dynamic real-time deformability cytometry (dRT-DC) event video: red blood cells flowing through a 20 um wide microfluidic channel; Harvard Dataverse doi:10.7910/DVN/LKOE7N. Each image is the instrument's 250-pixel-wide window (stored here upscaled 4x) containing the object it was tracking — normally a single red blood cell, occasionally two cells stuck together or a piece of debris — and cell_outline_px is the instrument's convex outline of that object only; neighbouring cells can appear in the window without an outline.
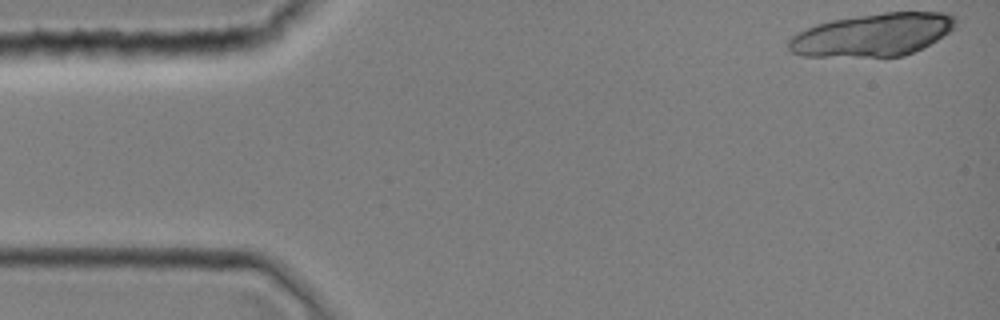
{"species": "common noctule bat (a hibernating species)", "species_latin": "Nyctalus noctula", "temperature_condition": "room temperature", "stored_images_in_passage": 23, "camera_frame_rate_fps": 3000, "um_per_image_px": 0.085, "animal": {"sex": "female", "body_mass_g": 19.0, "forearm_length_mm": 51.5}, "frame": {"image": 1, "passage_image": 1, "time_ms": 0.0, "image_size_px": [1000, 320], "cell_outline_px": [[956, 28], [936, 40], [904, 56], [800, 56], [792, 52], [788, 48], [788, 40], [796, 32], [816, 24], [832, 20], [856, 16], [884, 12], [944, 12], [956, 16]], "centroid_in_image_um": [74.18, 2.94], "position_along_channel_um": 10.8, "area_um2": 41.62}}
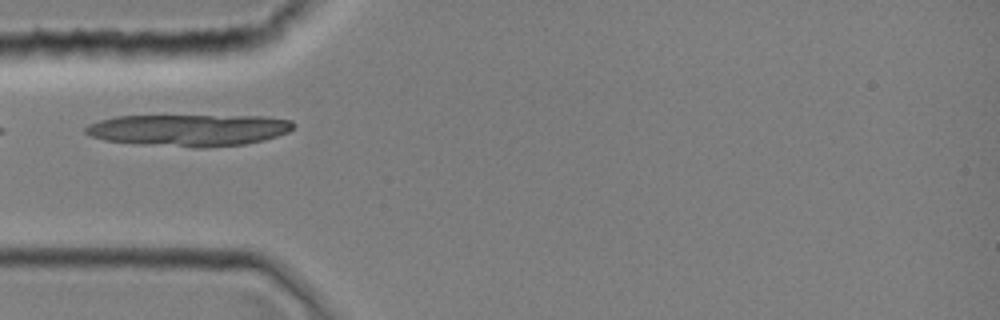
{"frame": {"image": 2, "passage_image": 12, "time_ms": 3.667, "image_size_px": [1000, 320], "cell_outline_px": [[296, 124], [288, 132], [264, 140], [244, 144], [204, 148], [196, 148], [140, 144], [104, 140], [92, 136], [84, 132], [84, 128], [88, 124], [100, 120], [116, 116], [264, 116], [292, 120]], "centroid_in_image_um": [16.07, 11.06], "position_along_channel_um": 68.9, "area_um2": 38.67}}
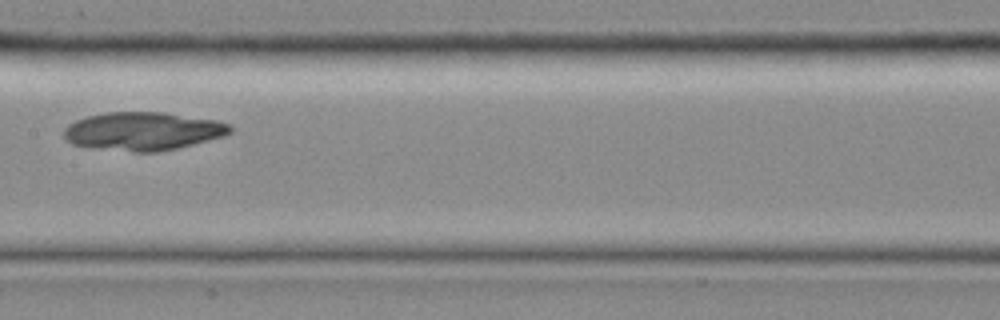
{"frame": {"image": 3, "passage_image": 20, "time_ms": 6.333, "image_size_px": [1000, 320], "cell_outline_px": [[232, 132], [224, 136], [160, 152], [132, 152], [92, 148], [72, 144], [64, 136], [64, 128], [68, 124], [76, 120], [88, 116], [104, 112], [164, 112], [216, 120], [232, 124]], "centroid_in_image_um": [12.15, 11.15], "position_along_channel_um": 195.2, "area_um2": 37.28}}